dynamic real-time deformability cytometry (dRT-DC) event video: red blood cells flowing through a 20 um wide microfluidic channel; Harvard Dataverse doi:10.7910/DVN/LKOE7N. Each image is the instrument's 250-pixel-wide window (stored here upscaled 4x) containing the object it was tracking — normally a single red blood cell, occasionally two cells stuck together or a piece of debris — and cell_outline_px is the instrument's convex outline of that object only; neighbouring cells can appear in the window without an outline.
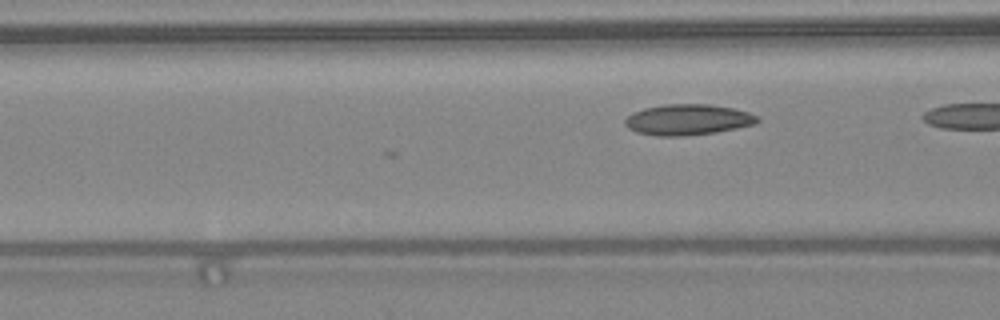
{"species": "common noctule bat (a hibernating species)", "species_latin": "Nyctalus noctula", "temperature_condition": "warm", "stored_images_in_passage": 5, "camera_frame_rate_fps": 3000, "um_per_image_px": 0.085, "animal": {"sex": "female", "body_mass_g": 24.6, "forearm_length_mm": 56.2}, "frame": {"image": 1, "passage_image": 5, "time_ms": 1.333, "image_size_px": [1000, 320], "cell_outline_px": [[760, 120], [756, 124], [716, 132], [680, 136], [656, 136], [636, 132], [628, 128], [624, 124], [624, 120], [632, 112], [644, 108], [664, 104], [708, 104], [732, 108], [748, 112], [756, 116]], "centroid_in_image_um": [58.43, 10.17], "position_along_channel_um": 108.2, "area_um2": 23.76}}